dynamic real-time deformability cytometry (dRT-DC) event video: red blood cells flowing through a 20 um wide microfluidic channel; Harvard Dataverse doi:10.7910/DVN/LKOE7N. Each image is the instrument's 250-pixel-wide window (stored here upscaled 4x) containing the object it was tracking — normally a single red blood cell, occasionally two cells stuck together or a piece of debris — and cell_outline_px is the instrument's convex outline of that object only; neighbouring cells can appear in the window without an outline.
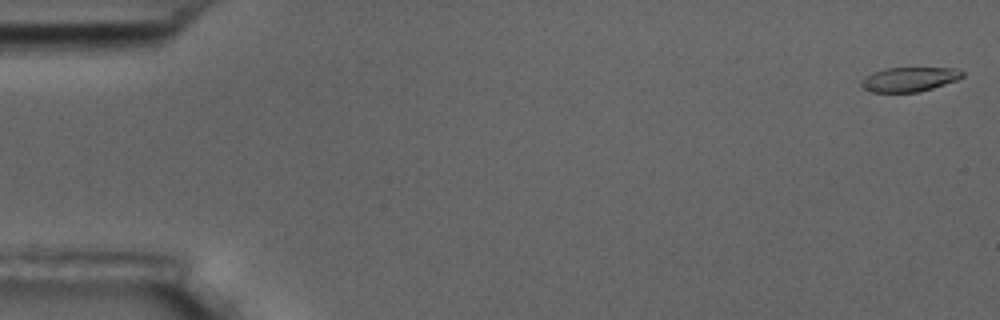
{"species": "common noctule bat (a hibernating species)", "species_latin": "Nyctalus noctula", "temperature_condition": "room temperature", "stored_images_in_passage": 6, "camera_frame_rate_fps": 3000, "um_per_image_px": 0.085, "animal": {"sex": "male", "body_mass_g": 17.5, "forearm_length_mm": 52.3}, "frame": {"image": 1, "passage_image": 1, "time_ms": 0.0, "image_size_px": [1000, 320], "cell_outline_px": [[964, 76], [956, 80], [932, 88], [916, 92], [872, 92], [864, 88], [860, 84], [872, 72], [884, 68], [956, 68], [964, 72]], "centroid_in_image_um": [77.32, 6.73], "position_along_channel_um": 7.7, "area_um2": 14.16}}
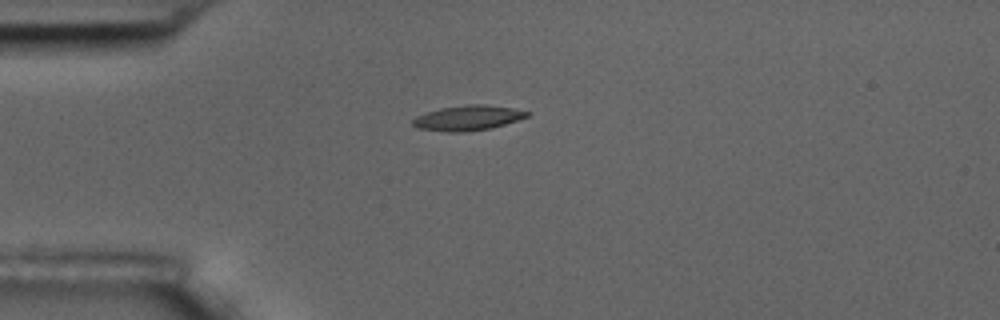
{"frame": {"image": 2, "passage_image": 5, "time_ms": 4.667, "image_size_px": [1000, 320], "cell_outline_px": [[532, 112], [528, 116], [504, 124], [488, 128], [460, 132], [448, 132], [416, 128], [412, 124], [412, 120], [416, 116], [424, 112], [440, 108], [468, 104], [484, 104], [512, 108]], "centroid_in_image_um": [39.72, 10.01], "position_along_channel_um": 45.3, "area_um2": 16.59}}